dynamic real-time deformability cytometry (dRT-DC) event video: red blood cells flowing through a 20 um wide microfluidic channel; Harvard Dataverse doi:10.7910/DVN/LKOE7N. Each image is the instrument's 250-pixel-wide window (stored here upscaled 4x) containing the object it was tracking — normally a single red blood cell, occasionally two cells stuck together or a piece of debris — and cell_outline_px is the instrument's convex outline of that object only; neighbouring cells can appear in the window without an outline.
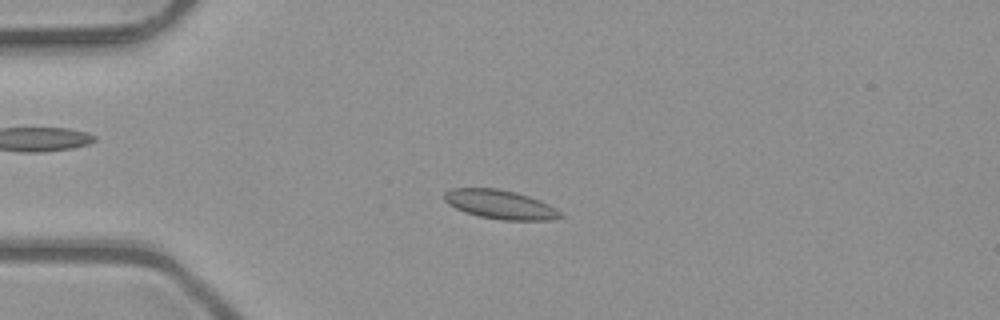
{"species": "common noctule bat (a hibernating species)", "species_latin": "Nyctalus noctula", "temperature_condition": "room temperature", "stored_images_in_passage": 4, "camera_frame_rate_fps": 3000, "um_per_image_px": 0.085, "animal": {"sex": "male", "body_mass_g": 23.1, "forearm_length_mm": 52.7}, "frame": {"image": 1, "passage_image": 3, "time_ms": 0.667, "image_size_px": [1000, 320], "cell_outline_px": [[564, 216], [552, 220], [500, 220], [480, 216], [464, 212], [448, 204], [444, 200], [444, 192], [452, 188], [500, 188], [516, 192], [540, 200], [556, 208]], "centroid_in_image_um": [42.51, 17.38], "position_along_channel_um": 42.5, "area_um2": 19.71}}